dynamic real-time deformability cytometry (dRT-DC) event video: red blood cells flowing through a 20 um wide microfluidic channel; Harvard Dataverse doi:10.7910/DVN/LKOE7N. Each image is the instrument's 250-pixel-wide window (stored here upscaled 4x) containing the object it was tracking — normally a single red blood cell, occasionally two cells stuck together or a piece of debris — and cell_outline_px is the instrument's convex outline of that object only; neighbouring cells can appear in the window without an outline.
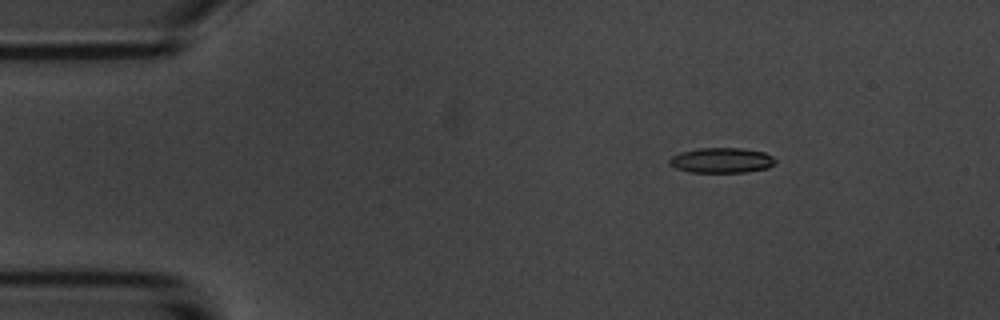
{"species": "common noctule bat (a hibernating species)", "species_latin": "Nyctalus noctula", "temperature_condition": "room temperature", "stored_images_in_passage": 7, "camera_frame_rate_fps": 3000, "um_per_image_px": 0.085, "animal": {"sex": "male", "body_mass_g": 20.1, "forearm_length_mm": 53.5}, "frame": {"image": 1, "passage_image": 3, "time_ms": 2.333, "image_size_px": [1000, 320], "cell_outline_px": [[776, 164], [768, 168], [748, 172], [688, 172], [676, 168], [668, 164], [668, 160], [672, 156], [680, 152], [700, 148], [744, 148], [764, 152], [772, 156], [776, 160]], "centroid_in_image_um": [61.35, 13.63], "position_along_channel_um": 23.7, "area_um2": 15.72}}
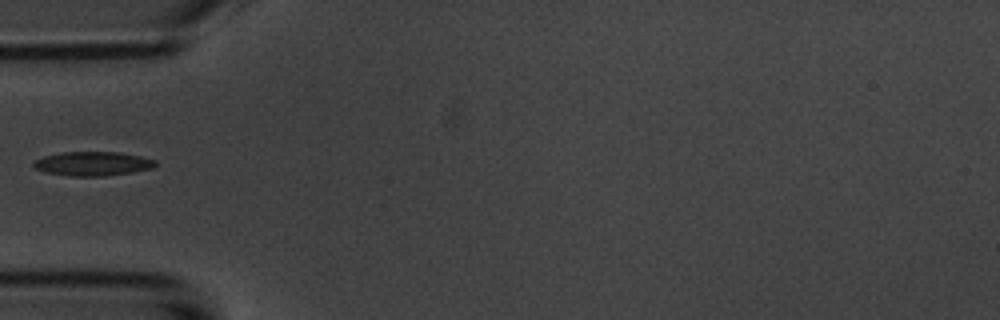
{"frame": {"image": 2, "passage_image": 6, "time_ms": 5.667, "image_size_px": [1000, 320], "cell_outline_px": [[156, 164], [152, 168], [132, 172], [104, 176], [72, 176], [44, 172], [36, 168], [32, 164], [36, 160], [44, 156], [60, 152], [116, 152], [140, 156], [156, 160]], "centroid_in_image_um": [7.87, 13.91], "position_along_channel_um": 77.1, "area_um2": 16.99}}